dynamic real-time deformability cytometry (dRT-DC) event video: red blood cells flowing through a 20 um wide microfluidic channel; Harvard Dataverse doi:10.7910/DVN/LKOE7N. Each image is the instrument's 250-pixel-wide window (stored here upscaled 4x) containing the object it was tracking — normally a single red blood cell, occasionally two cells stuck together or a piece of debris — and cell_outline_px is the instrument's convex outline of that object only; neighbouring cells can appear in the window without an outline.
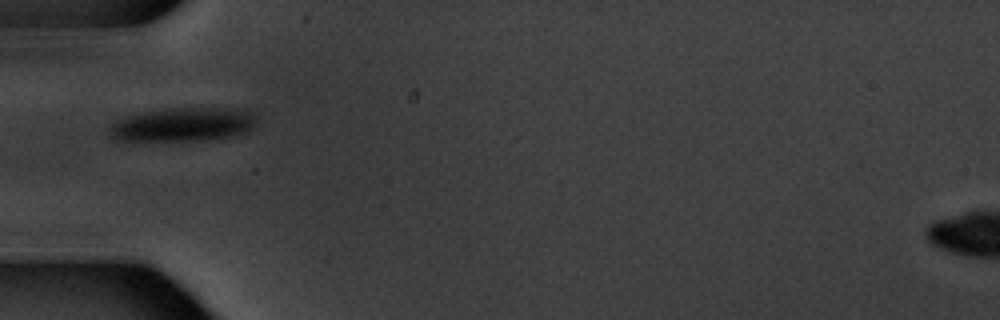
{"species": "common noctule bat (a hibernating species)", "species_latin": "Nyctalus noctula", "temperature_condition": "warm", "stored_images_in_passage": 3, "camera_frame_rate_fps": 3000, "um_per_image_px": 0.085, "animal": {"sex": "male", "body_mass_g": 20.1, "forearm_length_mm": 53.5}, "frame": {"image": 1, "passage_image": 2, "time_ms": 1.333, "image_size_px": [1000, 320], "cell_outline_px": [[256, 124], [248, 132], [236, 136], [200, 140], [116, 140], [108, 132], [108, 128], [116, 120], [124, 116], [144, 112], [168, 108], [248, 108], [256, 116]], "centroid_in_image_um": [15.62, 10.57], "position_along_channel_um": 69.4, "area_um2": 29.3}}